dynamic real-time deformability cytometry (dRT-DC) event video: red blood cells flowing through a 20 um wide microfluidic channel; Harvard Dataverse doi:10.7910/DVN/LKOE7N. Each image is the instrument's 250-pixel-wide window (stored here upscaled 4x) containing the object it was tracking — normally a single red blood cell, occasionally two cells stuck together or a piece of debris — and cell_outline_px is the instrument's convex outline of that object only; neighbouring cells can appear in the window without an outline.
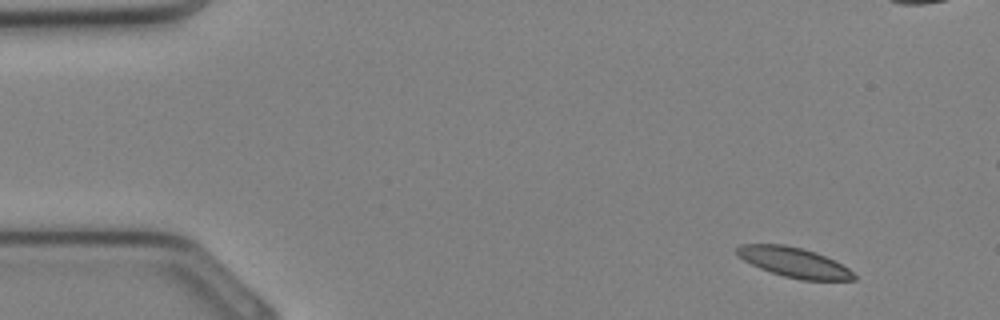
{"species": "Egyptian fruit bat (a non-hibernating species)", "species_latin": "Rousettus aegyptiacus", "temperature_condition": "cold", "stored_images_in_passage": 33, "camera_frame_rate_fps": 3000, "um_per_image_px": 0.085, "animal": {"sex": "female"}, "frame": {"image": 1, "passage_image": 2, "time_ms": 0.333, "image_size_px": [1000, 320], "cell_outline_px": [[856, 280], [804, 280], [784, 276], [760, 268], [744, 260], [736, 252], [736, 248], [740, 244], [784, 244], [804, 248], [816, 252], [848, 268], [856, 276]], "centroid_in_image_um": [67.49, 22.29], "position_along_channel_um": 17.5, "area_um2": 20.11}}
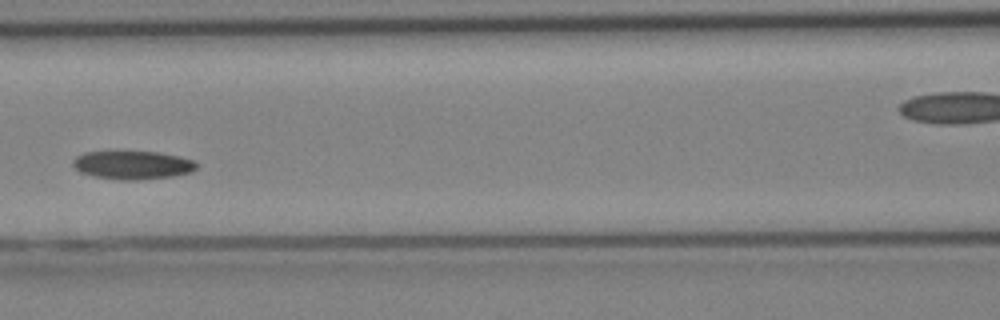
{"frame": {"image": 2, "passage_image": 14, "time_ms": 4.333, "image_size_px": [1000, 320], "cell_outline_px": [[196, 168], [192, 172], [172, 176], [136, 180], [120, 180], [96, 176], [80, 172], [72, 164], [72, 160], [76, 156], [84, 152], [112, 148], [160, 152], [180, 156], [196, 160]], "centroid_in_image_um": [11.23, 13.96], "position_along_channel_um": 155.4, "area_um2": 21.5}}
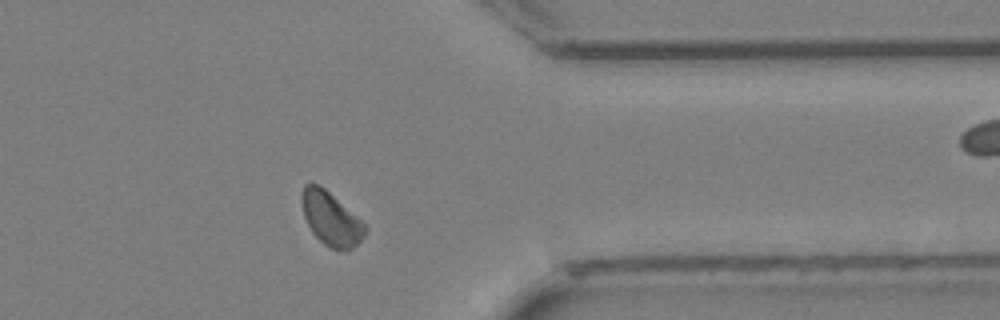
{"frame": {"image": 3, "passage_image": 26, "time_ms": 8.333, "image_size_px": [1000, 320], "cell_outline_px": [[368, 228], [364, 236], [352, 248], [332, 248], [324, 244], [312, 232], [304, 216], [300, 200], [300, 196], [304, 184], [320, 184], [360, 220]], "centroid_in_image_um": [28.09, 18.55], "position_along_channel_um": 383.3, "area_um2": 19.25}}